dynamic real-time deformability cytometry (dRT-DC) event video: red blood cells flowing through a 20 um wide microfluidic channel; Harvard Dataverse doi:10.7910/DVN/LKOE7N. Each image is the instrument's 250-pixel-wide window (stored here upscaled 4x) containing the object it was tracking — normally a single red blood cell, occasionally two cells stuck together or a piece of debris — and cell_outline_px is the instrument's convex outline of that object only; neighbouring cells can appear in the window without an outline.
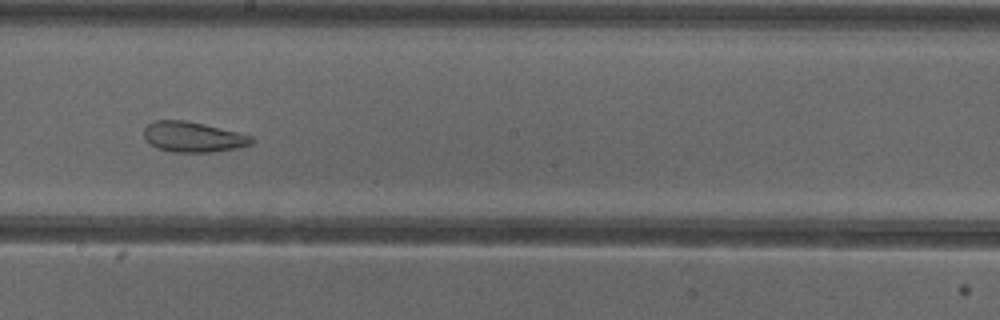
{"species": "common noctule bat (a hibernating species)", "species_latin": "Nyctalus noctula", "temperature_condition": "cold", "stored_images_in_passage": 41, "camera_frame_rate_fps": 3000, "um_per_image_px": 0.085, "animal": {"sex": "female"}, "frame": {"image": 1, "passage_image": 18, "time_ms": 5.667, "image_size_px": [1000, 320], "cell_outline_px": [[256, 140], [252, 144], [236, 148], [216, 152], [172, 152], [156, 148], [144, 140], [144, 128], [148, 124], [156, 120], [184, 120], [204, 124], [252, 136]], "centroid_in_image_um": [16.39, 11.65], "position_along_channel_um": 231.8, "area_um2": 19.13}}
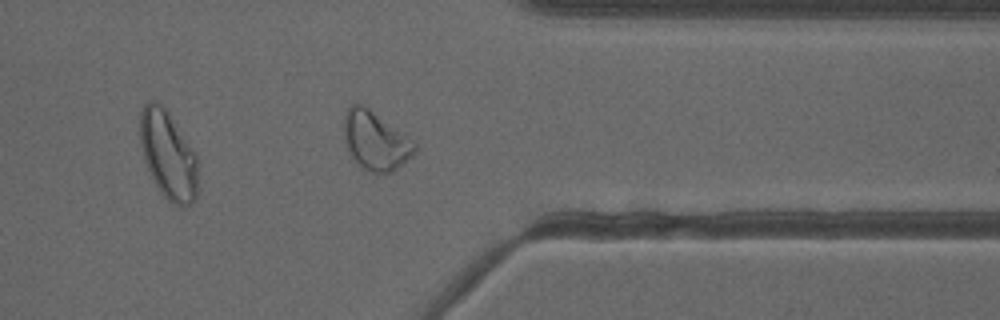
{"frame": {"image": 2, "passage_image": 30, "time_ms": 9.667, "image_size_px": [1000, 320], "cell_outline_px": [[416, 152], [412, 156], [392, 172], [372, 172], [364, 168], [348, 152], [344, 140], [344, 116], [348, 108], [352, 104], [360, 104], [368, 108], [412, 140], [416, 144]], "centroid_in_image_um": [31.9, 11.96], "position_along_channel_um": 379.5, "area_um2": 23.58}, "authors_computed_cell_mechanics": {"area_um2": 23.6402, "velocity_mm_per_s": 3.8388, "shape_relaxation_time_tau1_ms": null, "shape_relaxation_time_tau2_ms": 1.8864, "deformation_change_tau1": null, "deformation_change_tau2": 0.0914}}